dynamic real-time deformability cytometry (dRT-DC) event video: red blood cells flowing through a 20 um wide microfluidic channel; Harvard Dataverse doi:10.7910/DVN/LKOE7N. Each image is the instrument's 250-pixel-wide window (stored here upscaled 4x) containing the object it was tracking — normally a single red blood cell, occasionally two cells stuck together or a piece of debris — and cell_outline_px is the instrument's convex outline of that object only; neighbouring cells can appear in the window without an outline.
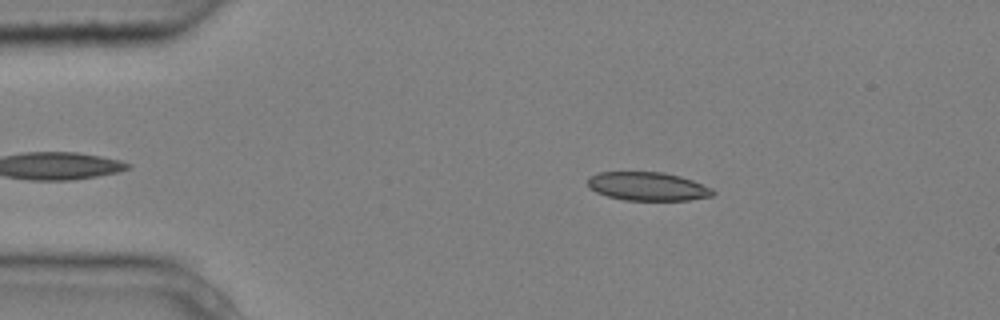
{"species": "common noctule bat (a hibernating species)", "species_latin": "Nyctalus noctula", "temperature_condition": "cold", "stored_images_in_passage": 8, "camera_frame_rate_fps": 3000, "um_per_image_px": 0.085, "animal": {"sex": "male", "body_mass_g": 20.4}, "frame": {"image": 1, "passage_image": 1, "time_ms": 0.0, "image_size_px": [1000, 320], "cell_outline_px": [[716, 192], [712, 196], [688, 200], [624, 200], [608, 196], [596, 192], [588, 188], [588, 176], [600, 172], [664, 172], [680, 176], [692, 180], [712, 188]], "centroid_in_image_um": [55.04, 15.84], "position_along_channel_um": 30.0, "area_um2": 20.87}}
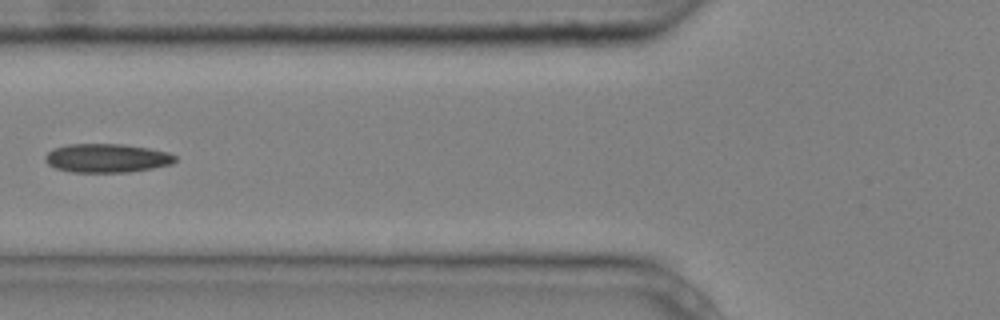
{"frame": {"image": 2, "passage_image": 4, "time_ms": 1.0, "image_size_px": [1000, 320], "cell_outline_px": [[176, 160], [172, 164], [152, 168], [128, 172], [72, 172], [56, 168], [48, 164], [44, 160], [44, 156], [52, 148], [68, 144], [124, 144], [148, 148], [168, 152], [176, 156]], "centroid_in_image_um": [9.06, 13.43], "position_along_channel_um": 116.7, "area_um2": 21.85}}
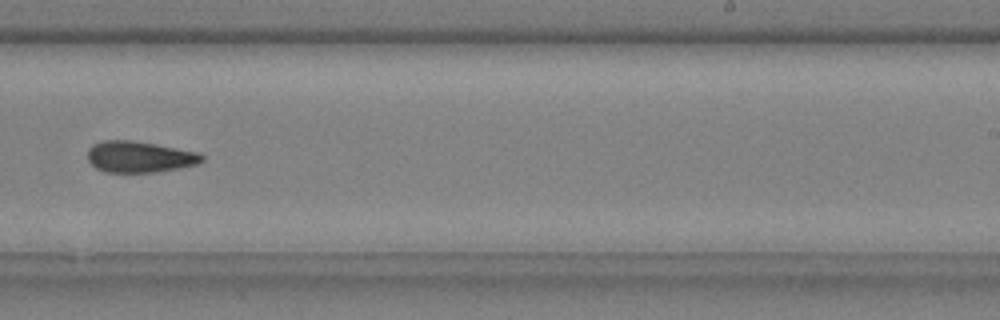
{"frame": {"image": 3, "passage_image": 8, "time_ms": 2.333, "image_size_px": [1000, 320], "cell_outline_px": [[204, 160], [196, 164], [156, 172], [104, 172], [96, 168], [88, 160], [88, 148], [92, 144], [104, 140], [132, 140], [156, 144], [200, 152], [204, 156]], "centroid_in_image_um": [11.85, 13.32], "position_along_channel_um": 277.2, "area_um2": 20.87}}